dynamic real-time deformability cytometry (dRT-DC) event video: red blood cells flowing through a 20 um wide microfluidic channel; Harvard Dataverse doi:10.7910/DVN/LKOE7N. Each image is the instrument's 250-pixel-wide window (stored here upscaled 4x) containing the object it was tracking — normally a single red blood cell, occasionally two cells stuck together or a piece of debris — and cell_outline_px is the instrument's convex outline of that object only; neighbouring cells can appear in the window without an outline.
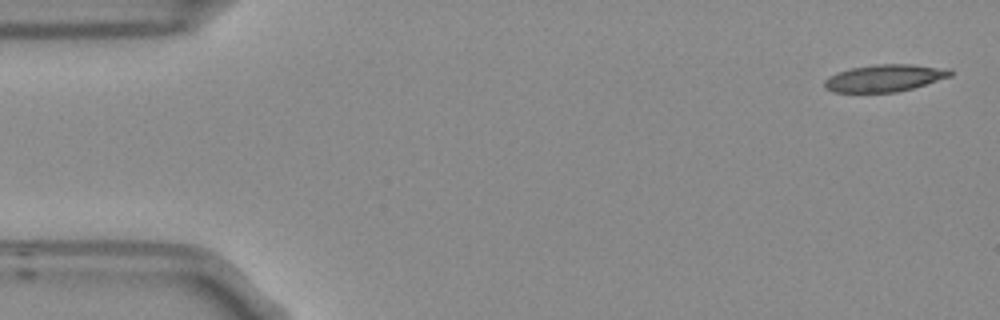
{"species": "Egyptian fruit bat (a non-hibernating species)", "species_latin": "Rousettus aegyptiacus", "temperature_condition": "room temperature", "stored_images_in_passage": 7, "camera_frame_rate_fps": 3000, "um_per_image_px": 0.085, "frame": {"image": 1, "passage_image": 1, "time_ms": 0.0, "image_size_px": [1000, 320], "cell_outline_px": [[952, 76], [912, 88], [896, 92], [832, 92], [824, 84], [824, 80], [828, 76], [852, 68], [876, 64], [912, 64], [952, 68]], "centroid_in_image_um": [75.25, 6.62], "position_along_channel_um": 9.8, "area_um2": 19.83}}
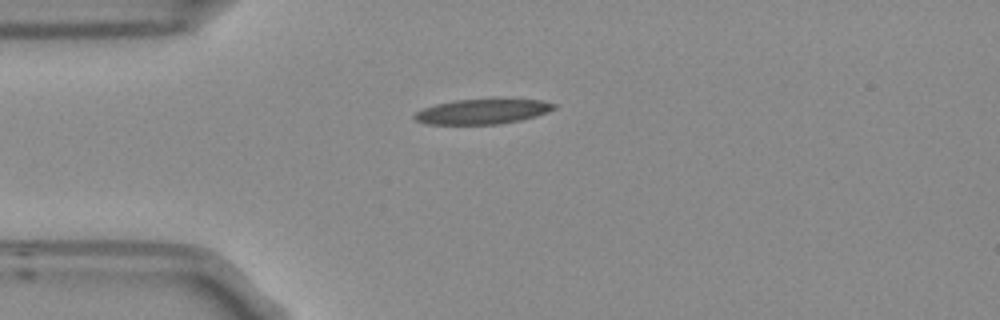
{"frame": {"image": 2, "passage_image": 4, "time_ms": 1.0, "image_size_px": [1000, 320], "cell_outline_px": [[556, 108], [548, 112], [536, 116], [520, 120], [500, 124], [424, 124], [416, 120], [412, 116], [416, 112], [424, 108], [436, 104], [456, 100], [540, 100], [556, 104]], "centroid_in_image_um": [40.99, 9.5], "position_along_channel_um": 44.0, "area_um2": 20.0}}